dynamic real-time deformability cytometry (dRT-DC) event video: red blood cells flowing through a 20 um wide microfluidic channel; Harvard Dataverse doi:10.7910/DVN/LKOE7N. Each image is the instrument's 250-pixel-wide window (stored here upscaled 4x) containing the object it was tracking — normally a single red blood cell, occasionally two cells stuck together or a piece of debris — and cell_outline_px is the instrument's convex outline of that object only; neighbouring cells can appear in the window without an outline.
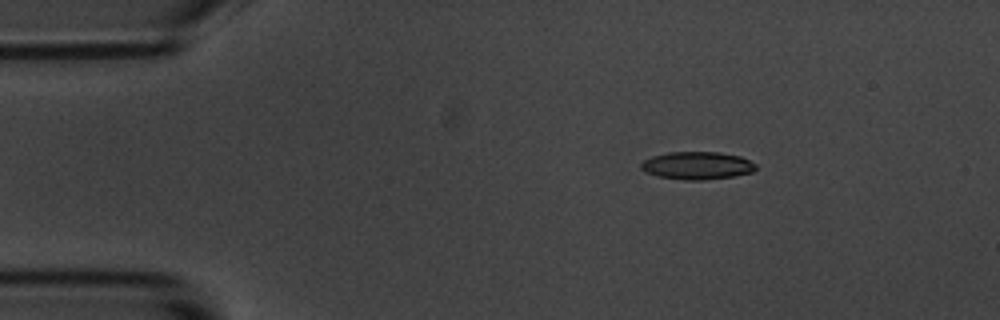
{"species": "common noctule bat (a hibernating species)", "species_latin": "Nyctalus noctula", "temperature_condition": "room temperature", "stored_images_in_passage": 5, "camera_frame_rate_fps": 3000, "um_per_image_px": 0.085, "animal": {"sex": "male", "body_mass_g": 20.1, "forearm_length_mm": 53.5}, "frame": {"image": 1, "passage_image": 5, "time_ms": 5.333, "image_size_px": [1000, 320], "cell_outline_px": [[756, 168], [752, 172], [732, 176], [704, 180], [684, 180], [660, 176], [644, 172], [640, 168], [640, 164], [644, 160], [652, 156], [668, 152], [720, 152], [740, 156], [756, 164]], "centroid_in_image_um": [59.23, 14.07], "position_along_channel_um": 25.8, "area_um2": 18.5}}